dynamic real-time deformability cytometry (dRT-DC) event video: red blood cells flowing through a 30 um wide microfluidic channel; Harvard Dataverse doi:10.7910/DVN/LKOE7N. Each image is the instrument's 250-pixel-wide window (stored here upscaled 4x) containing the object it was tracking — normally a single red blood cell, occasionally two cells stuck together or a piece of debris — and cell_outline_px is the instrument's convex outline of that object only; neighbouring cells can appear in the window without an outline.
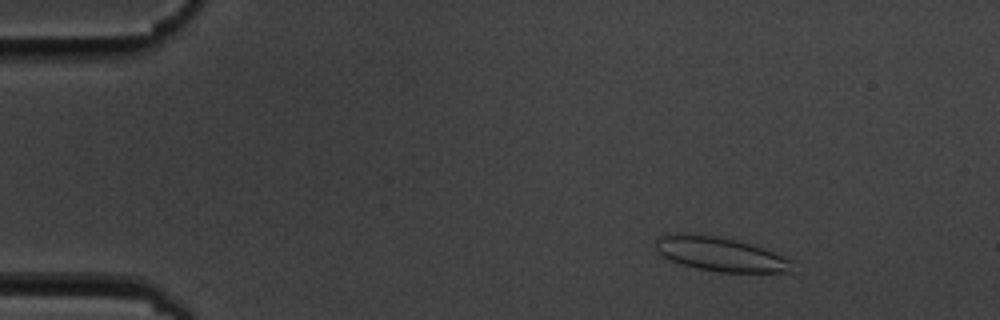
{"species": "common noctule bat (a hibernating species)", "species_latin": "Nyctalus noctula", "temperature_condition": "cold", "stored_images_in_passage": 5, "camera_frame_rate_fps": 3000, "um_per_image_px": 0.085, "animal": {"sex": "male", "body_mass_g": 19.5, "forearm_length_mm": 54.6}, "frame": {"image": 1, "passage_image": 2, "time_ms": 1.0, "image_size_px": [1000, 320], "cell_outline_px": [[796, 272], [720, 272], [700, 268], [684, 264], [672, 260], [664, 256], [656, 248], [656, 240], [660, 236], [668, 232], [684, 232], [716, 236], [736, 240], [764, 248], [792, 260]], "centroid_in_image_um": [61.26, 21.58], "position_along_channel_um": 23.7, "area_um2": 27.17}}